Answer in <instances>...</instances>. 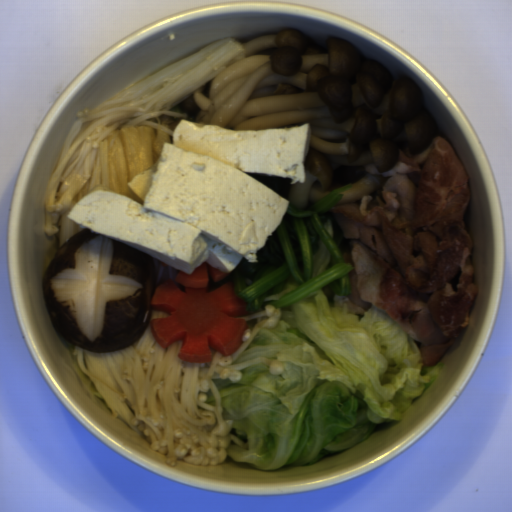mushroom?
<instances>
[{
    "mask_svg": "<svg viewBox=\"0 0 512 512\" xmlns=\"http://www.w3.org/2000/svg\"><path fill=\"white\" fill-rule=\"evenodd\" d=\"M41 292L60 336L92 353L113 352L135 344L151 322L153 261L84 228L57 246Z\"/></svg>",
    "mask_w": 512,
    "mask_h": 512,
    "instance_id": "obj_1",
    "label": "mushroom"
}]
</instances>
